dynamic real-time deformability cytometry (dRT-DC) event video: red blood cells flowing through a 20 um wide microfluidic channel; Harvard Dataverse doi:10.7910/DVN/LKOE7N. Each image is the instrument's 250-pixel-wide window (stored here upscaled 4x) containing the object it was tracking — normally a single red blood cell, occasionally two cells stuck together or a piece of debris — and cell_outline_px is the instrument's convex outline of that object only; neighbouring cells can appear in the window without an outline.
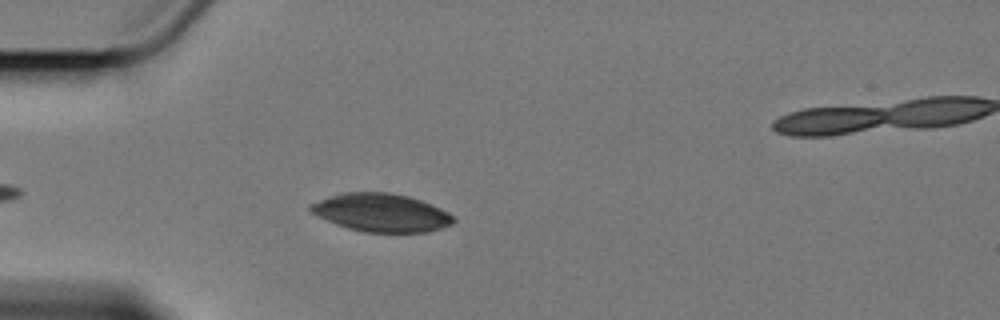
{"species": "Egyptian fruit bat (a non-hibernating species)", "species_latin": "Rousettus aegyptiacus", "temperature_condition": "cold", "stored_images_in_passage": 2, "camera_frame_rate_fps": 3000, "um_per_image_px": 0.085, "animal": {"sex": "female"}, "frame": {"image": 1, "passage_image": 1, "time_ms": 0.0, "image_size_px": [1000, 320], "cell_outline_px": [[456, 220], [452, 224], [428, 232], [364, 232], [348, 228], [336, 224], [312, 212], [308, 208], [308, 204], [344, 192], [388, 192], [408, 196], [420, 200], [440, 208], [448, 212]], "centroid_in_image_um": [32.42, 18.07], "position_along_channel_um": 52.6, "area_um2": 31.44}}